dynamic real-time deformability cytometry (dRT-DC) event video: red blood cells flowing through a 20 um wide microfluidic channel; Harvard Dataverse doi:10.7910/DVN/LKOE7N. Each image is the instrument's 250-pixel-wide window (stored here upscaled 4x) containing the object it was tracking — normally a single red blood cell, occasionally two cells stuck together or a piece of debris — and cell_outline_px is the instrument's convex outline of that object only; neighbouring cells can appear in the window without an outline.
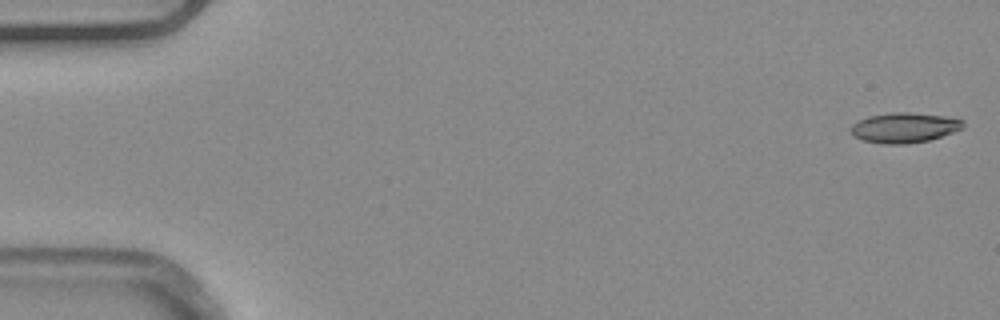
{"species": "common noctule bat (a hibernating species)", "species_latin": "Nyctalus noctula", "temperature_condition": "warm", "stored_images_in_passage": 17, "camera_frame_rate_fps": 3000, "um_per_image_px": 0.085, "animal": {"sex": "male", "body_mass_g": 20.4}, "frame": {"image": 1, "passage_image": 1, "time_ms": 0.0, "image_size_px": [1000, 320], "cell_outline_px": [[964, 128], [928, 140], [908, 144], [880, 144], [864, 140], [852, 136], [848, 128], [852, 124], [868, 116], [888, 112], [912, 112], [944, 116], [964, 120]], "centroid_in_image_um": [76.82, 10.85], "position_along_channel_um": 8.2, "area_um2": 19.88}}
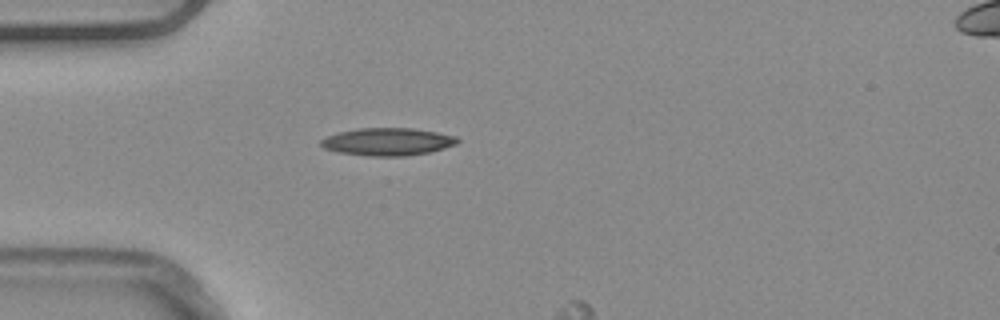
{"frame": {"image": 2, "passage_image": 15, "time_ms": 4.667, "image_size_px": [1000, 320], "cell_outline_px": [[460, 140], [456, 144], [444, 148], [428, 152], [404, 156], [368, 156], [336, 152], [324, 148], [320, 144], [320, 140], [328, 136], [340, 132], [360, 128], [412, 128], [436, 132], [456, 136]], "centroid_in_image_um": [32.94, 12.05], "position_along_channel_um": 52.1, "area_um2": 21.85}}